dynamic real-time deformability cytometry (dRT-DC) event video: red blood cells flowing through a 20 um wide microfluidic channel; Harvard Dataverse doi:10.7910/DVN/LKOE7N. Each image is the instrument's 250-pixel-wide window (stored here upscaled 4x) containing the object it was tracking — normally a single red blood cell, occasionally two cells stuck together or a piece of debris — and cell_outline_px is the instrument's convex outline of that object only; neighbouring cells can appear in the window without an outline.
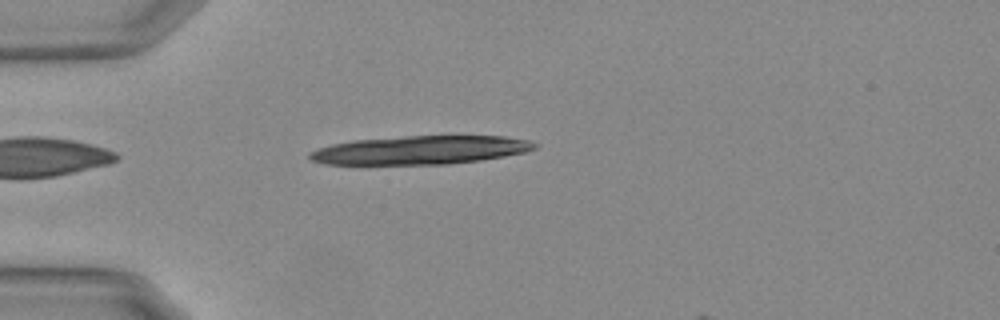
{"species": "Egyptian fruit bat (a non-hibernating species)", "species_latin": "Rousettus aegyptiacus", "temperature_condition": "warm", "stored_images_in_passage": 4, "camera_frame_rate_fps": 3000, "um_per_image_px": 0.085, "animal": {"sex": "female"}, "frame": {"image": 1, "passage_image": 1, "time_ms": 0.0, "image_size_px": [1000, 320], "cell_outline_px": [[540, 144], [536, 148], [524, 152], [504, 156], [480, 160], [448, 164], [324, 164], [312, 160], [308, 156], [308, 152], [316, 148], [332, 144], [352, 140], [404, 136], [504, 136], [528, 140]], "centroid_in_image_um": [35.71, 12.75], "position_along_channel_um": 49.3, "area_um2": 37.45}}